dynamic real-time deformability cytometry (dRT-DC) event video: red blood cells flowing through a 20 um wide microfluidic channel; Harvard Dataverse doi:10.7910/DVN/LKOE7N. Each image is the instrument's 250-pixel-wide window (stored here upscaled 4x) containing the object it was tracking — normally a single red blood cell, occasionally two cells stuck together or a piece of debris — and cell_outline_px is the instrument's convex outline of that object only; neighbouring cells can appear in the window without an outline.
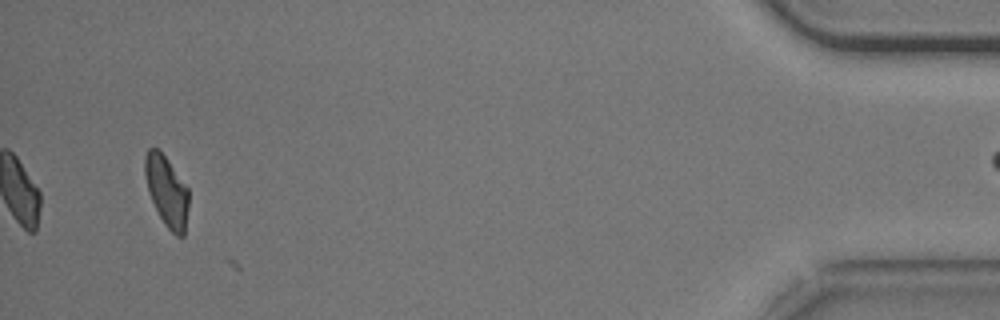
{"species": "common noctule bat (a hibernating species)", "species_latin": "Nyctalus noctula", "temperature_condition": "cold", "stored_images_in_passage": 53, "camera_frame_rate_fps": 3000, "um_per_image_px": 0.085, "animal": {"sex": "male", "body_mass_g": 20.5, "forearm_length_mm": 52.5}, "frame": {"image": 1, "passage_image": 52, "time_ms": 17.0, "image_size_px": [1000, 320], "cell_outline_px": [[188, 208], [184, 236], [176, 236], [164, 224], [148, 192], [144, 172], [144, 156], [148, 148], [160, 148], [188, 188]], "centroid_in_image_um": [14.16, 16.21], "position_along_channel_um": 421.0, "area_um2": 18.09}}